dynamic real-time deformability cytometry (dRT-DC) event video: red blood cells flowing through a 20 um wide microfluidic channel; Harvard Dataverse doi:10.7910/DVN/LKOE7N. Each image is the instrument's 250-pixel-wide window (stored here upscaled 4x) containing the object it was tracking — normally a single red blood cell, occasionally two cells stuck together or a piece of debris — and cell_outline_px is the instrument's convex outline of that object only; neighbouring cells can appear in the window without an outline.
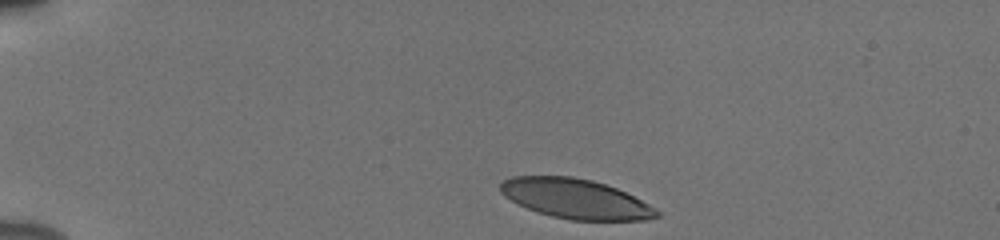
{"species": "human", "species_latin": "Homo sapiens", "temperature_condition": "cold", "stored_images_in_passage": 37, "camera_frame_rate_fps": 3000, "um_per_image_px": 0.085, "donor": {"sex": "male"}, "frame": {"image": 1, "passage_image": 1, "time_ms": 0.0, "image_size_px": [1000, 240], "cell_outline_px": [[660, 216], [648, 220], [572, 220], [552, 216], [536, 212], [504, 196], [500, 192], [500, 184], [504, 180], [512, 176], [572, 176], [592, 180], [616, 188], [656, 208], [660, 212]], "centroid_in_image_um": [48.93, 16.89], "position_along_channel_um": 36.1, "area_um2": 35.95}}
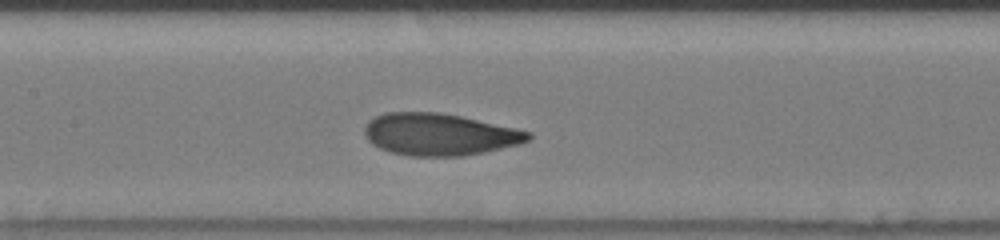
{"frame": {"image": 2, "passage_image": 17, "time_ms": 5.333, "image_size_px": [1000, 240], "cell_outline_px": [[532, 136], [528, 140], [520, 144], [484, 152], [460, 156], [408, 156], [392, 152], [380, 148], [372, 144], [364, 136], [364, 128], [368, 120], [384, 112], [440, 112], [460, 116], [516, 128], [532, 132]], "centroid_in_image_um": [37.33, 11.42], "position_along_channel_um": 170.1, "area_um2": 40.17}}
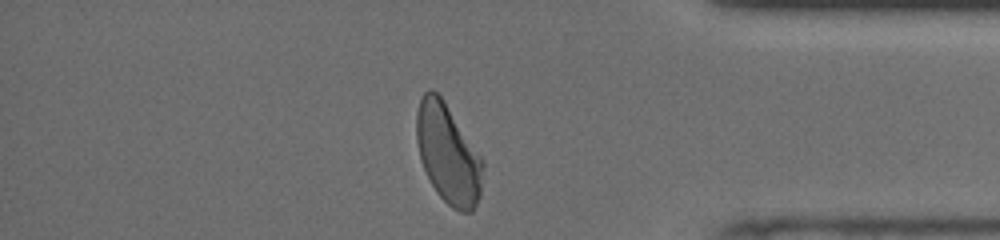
{"frame": {"image": 3, "passage_image": 36, "time_ms": 11.667, "image_size_px": [1000, 240], "cell_outline_px": [[484, 168], [480, 196], [472, 212], [460, 212], [452, 208], [436, 192], [420, 160], [416, 140], [416, 112], [420, 100], [424, 92], [428, 88], [432, 88], [444, 100], [484, 160]], "centroid_in_image_um": [38.09, 13.07], "position_along_channel_um": 397.1, "area_um2": 38.67}, "authors_computed_cell_mechanics": {"area_um2": 39.304, "velocity_mm_per_s": 3.849, "shape_relaxation_time_tau1_ms": 3.1034, "shape_relaxation_time_tau2_ms": 1.0822, "deformation_change_tau1": 0.1491, "deformation_change_tau2": 0.069}}